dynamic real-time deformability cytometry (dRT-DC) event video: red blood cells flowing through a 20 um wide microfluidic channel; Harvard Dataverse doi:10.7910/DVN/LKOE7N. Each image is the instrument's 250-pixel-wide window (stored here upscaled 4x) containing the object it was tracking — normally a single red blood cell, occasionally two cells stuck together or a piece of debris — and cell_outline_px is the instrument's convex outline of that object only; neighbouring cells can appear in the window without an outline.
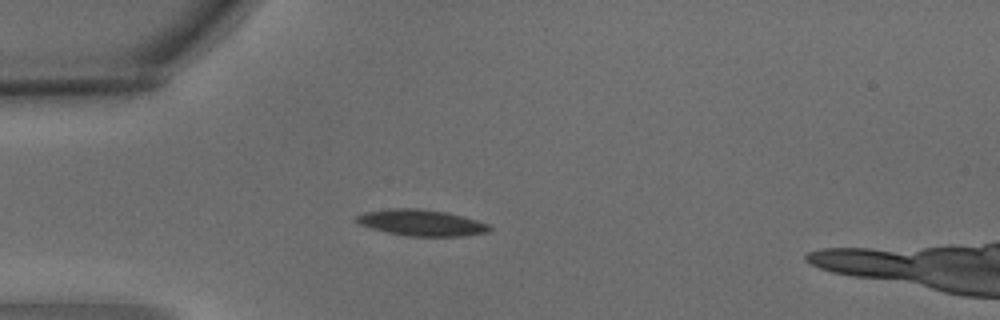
{"species": "common noctule bat (a hibernating species)", "species_latin": "Nyctalus noctula", "temperature_condition": "warm", "stored_images_in_passage": 4, "camera_frame_rate_fps": 3000, "um_per_image_px": 0.085, "animal": {"sex": "male", "body_mass_g": 15.6}, "frame": {"image": 1, "passage_image": 3, "time_ms": 0.667, "image_size_px": [1000, 320], "cell_outline_px": [[492, 228], [488, 232], [460, 236], [408, 236], [388, 232], [372, 228], [360, 224], [352, 220], [356, 216], [364, 212], [392, 208], [416, 208], [444, 212], [476, 220], [488, 224]], "centroid_in_image_um": [35.77, 18.93], "position_along_channel_um": 49.2, "area_um2": 20.06}}